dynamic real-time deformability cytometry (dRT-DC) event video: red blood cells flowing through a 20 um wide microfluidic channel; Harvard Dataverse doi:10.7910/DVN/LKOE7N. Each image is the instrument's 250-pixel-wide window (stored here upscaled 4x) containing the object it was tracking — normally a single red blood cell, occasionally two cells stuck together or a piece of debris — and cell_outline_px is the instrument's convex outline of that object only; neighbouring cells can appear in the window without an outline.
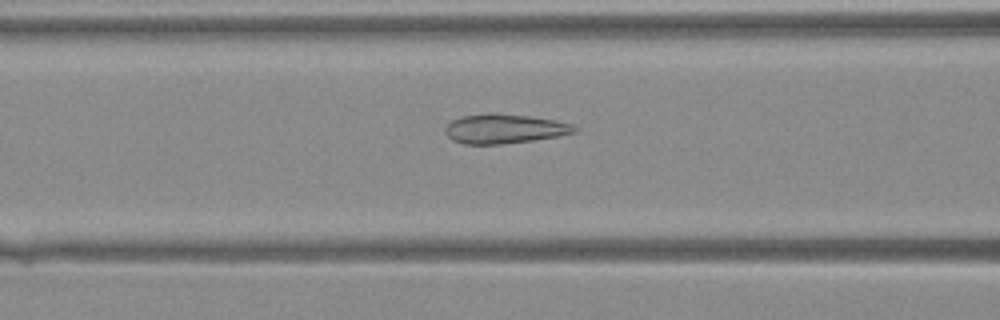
{"species": "Egyptian fruit bat (a non-hibernating species)", "species_latin": "Rousettus aegyptiacus", "temperature_condition": "warm", "stored_images_in_passage": 34, "camera_frame_rate_fps": 3000, "um_per_image_px": 0.085, "animal": {"sex": "female"}, "frame": {"image": 1, "passage_image": 10, "time_ms": 3.0, "image_size_px": [1000, 320], "cell_outline_px": [[580, 128], [576, 132], [556, 136], [532, 140], [500, 144], [464, 144], [452, 140], [448, 136], [444, 128], [452, 120], [464, 116], [492, 112], [528, 116], [556, 120], [572, 124]], "centroid_in_image_um": [42.88, 10.94], "position_along_channel_um": 123.7, "area_um2": 22.08}}
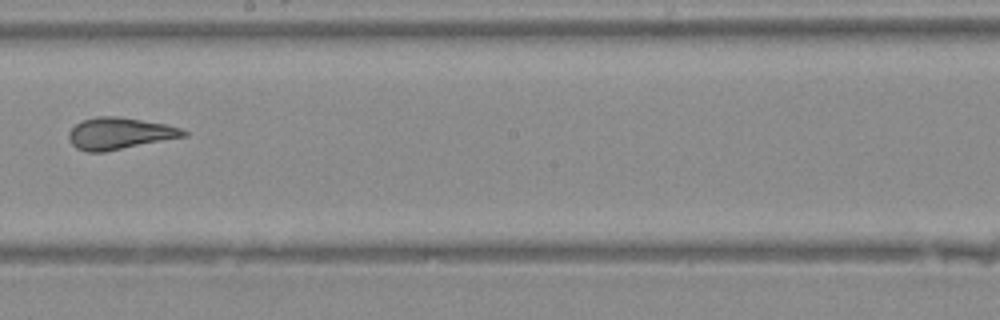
{"frame": {"image": 2, "passage_image": 17, "time_ms": 5.333, "image_size_px": [1000, 320], "cell_outline_px": [[188, 136], [104, 152], [88, 152], [76, 148], [68, 140], [68, 132], [76, 124], [84, 120], [96, 116], [116, 116], [164, 124], [180, 128], [188, 132]], "centroid_in_image_um": [10.15, 11.35], "position_along_channel_um": 238.1, "area_um2": 21.15}}
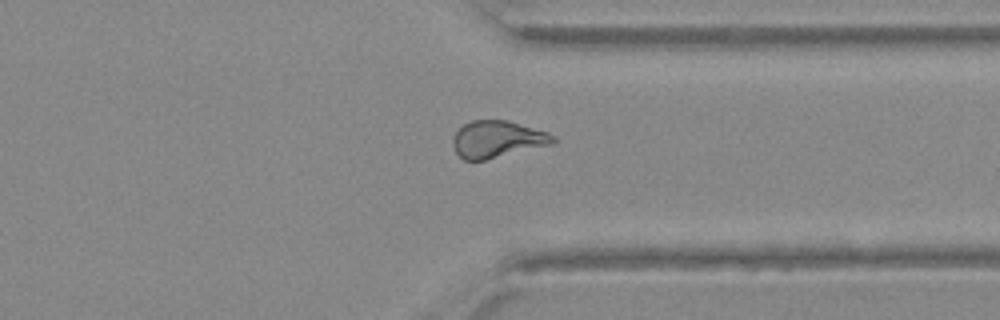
{"frame": {"image": 3, "passage_image": 25, "time_ms": 8.0, "image_size_px": [1000, 320], "cell_outline_px": [[556, 140], [552, 144], [484, 160], [464, 160], [456, 152], [452, 144], [452, 140], [456, 132], [464, 124], [472, 120], [508, 120], [548, 132], [556, 136]], "centroid_in_image_um": [42.28, 11.82], "position_along_channel_um": 369.1, "area_um2": 21.44}}